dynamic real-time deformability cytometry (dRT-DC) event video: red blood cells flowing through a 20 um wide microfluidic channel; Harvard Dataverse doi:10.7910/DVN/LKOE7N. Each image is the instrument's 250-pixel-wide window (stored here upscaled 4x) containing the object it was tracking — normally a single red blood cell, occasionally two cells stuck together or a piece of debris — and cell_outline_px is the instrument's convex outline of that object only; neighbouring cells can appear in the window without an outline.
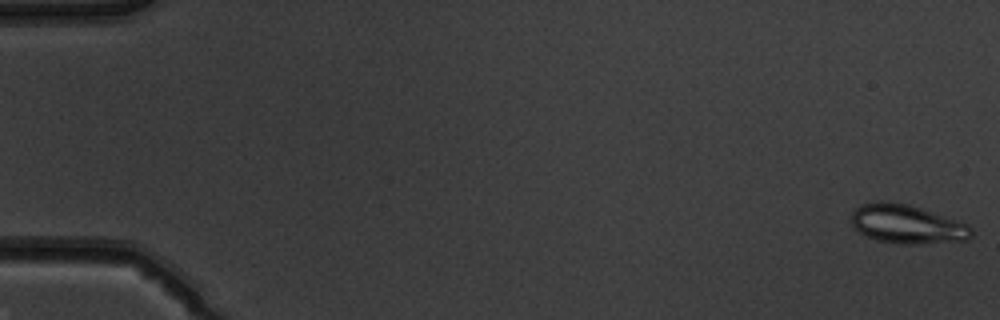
{"species": "common noctule bat (a hibernating species)", "species_latin": "Nyctalus noctula", "temperature_condition": "warm", "stored_images_in_passage": 51, "camera_frame_rate_fps": 3000, "um_per_image_px": 0.085, "animal": {"sex": "male", "body_mass_g": 19.5, "forearm_length_mm": 54.6}, "frame": {"image": 1, "passage_image": 1, "time_ms": 0.0, "image_size_px": [1000, 320], "cell_outline_px": [[972, 236], [968, 240], [920, 244], [900, 244], [876, 240], [860, 232], [852, 224], [852, 212], [860, 204], [880, 200], [884, 200], [908, 204], [968, 224], [972, 228]], "centroid_in_image_um": [77.1, 19.05], "position_along_channel_um": 7.9, "area_um2": 27.17}}
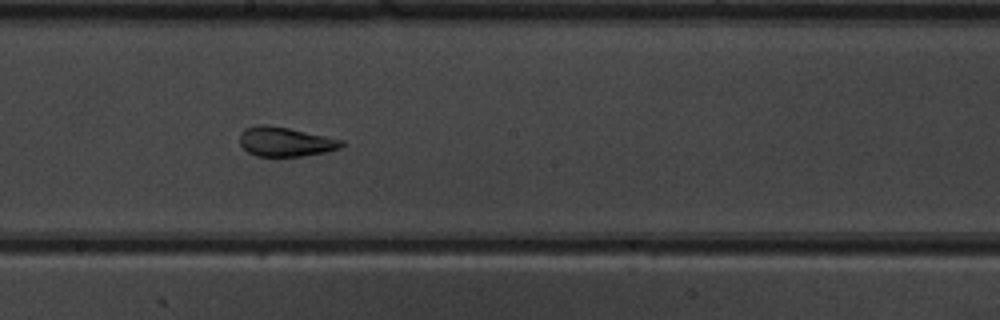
{"frame": {"image": 2, "passage_image": 29, "time_ms": 9.333, "image_size_px": [1000, 320], "cell_outline_px": [[344, 144], [340, 148], [324, 152], [304, 156], [256, 156], [248, 152], [240, 144], [240, 132], [244, 128], [256, 124], [264, 124], [288, 128], [344, 140]], "centroid_in_image_um": [24.23, 12.04], "position_along_channel_um": 224.0, "area_um2": 17.46}}
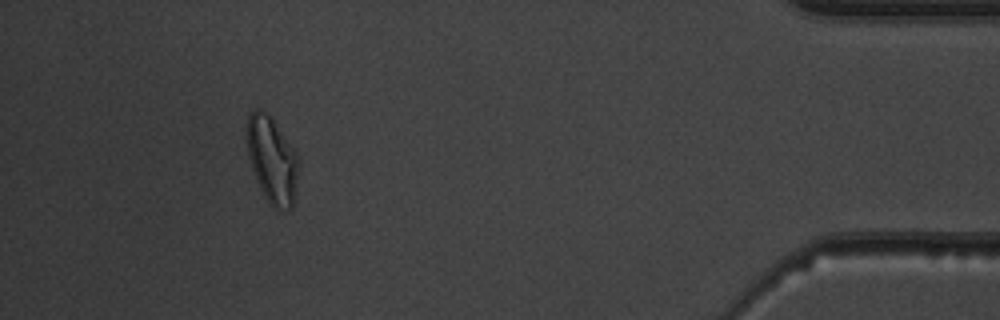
{"frame": {"image": 3, "passage_image": 47, "time_ms": 15.333, "image_size_px": [1000, 320], "cell_outline_px": [[300, 160], [296, 196], [292, 208], [272, 208], [268, 204], [256, 180], [248, 156], [244, 136], [248, 116], [256, 108], [260, 108], [272, 120], [296, 152]], "centroid_in_image_um": [23.12, 13.63], "position_along_channel_um": 412.1, "area_um2": 26.36}, "authors_computed_cell_mechanics": {"area_um2": 22.1952, "velocity_mm_per_s": 4.0395, "shape_relaxation_time_tau1_ms": 6.818, "shape_relaxation_time_tau2_ms": 1.2651, "deformation_change_tau1": 0.201, "deformation_change_tau2": 0.0795}}